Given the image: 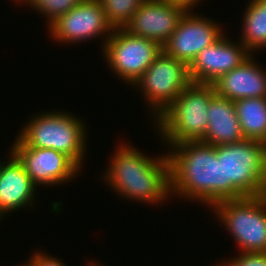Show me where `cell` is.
Returning a JSON list of instances; mask_svg holds the SVG:
<instances>
[{"label": "cell", "instance_id": "obj_18", "mask_svg": "<svg viewBox=\"0 0 266 266\" xmlns=\"http://www.w3.org/2000/svg\"><path fill=\"white\" fill-rule=\"evenodd\" d=\"M244 12V25L239 39L253 54L266 47V0H251Z\"/></svg>", "mask_w": 266, "mask_h": 266}, {"label": "cell", "instance_id": "obj_1", "mask_svg": "<svg viewBox=\"0 0 266 266\" xmlns=\"http://www.w3.org/2000/svg\"><path fill=\"white\" fill-rule=\"evenodd\" d=\"M170 192L212 207L224 200L223 159L216 146L187 141L169 146Z\"/></svg>", "mask_w": 266, "mask_h": 266}, {"label": "cell", "instance_id": "obj_2", "mask_svg": "<svg viewBox=\"0 0 266 266\" xmlns=\"http://www.w3.org/2000/svg\"><path fill=\"white\" fill-rule=\"evenodd\" d=\"M104 179L117 194L145 203H162L170 192V160L166 153L149 158L128 144L119 145ZM161 201V202H160Z\"/></svg>", "mask_w": 266, "mask_h": 266}, {"label": "cell", "instance_id": "obj_11", "mask_svg": "<svg viewBox=\"0 0 266 266\" xmlns=\"http://www.w3.org/2000/svg\"><path fill=\"white\" fill-rule=\"evenodd\" d=\"M188 9L181 17L176 30L162 46V50L170 57L189 66L196 55L204 48L215 43L222 35L223 29L200 15H194Z\"/></svg>", "mask_w": 266, "mask_h": 266}, {"label": "cell", "instance_id": "obj_6", "mask_svg": "<svg viewBox=\"0 0 266 266\" xmlns=\"http://www.w3.org/2000/svg\"><path fill=\"white\" fill-rule=\"evenodd\" d=\"M212 207L241 253H266V194L223 200Z\"/></svg>", "mask_w": 266, "mask_h": 266}, {"label": "cell", "instance_id": "obj_14", "mask_svg": "<svg viewBox=\"0 0 266 266\" xmlns=\"http://www.w3.org/2000/svg\"><path fill=\"white\" fill-rule=\"evenodd\" d=\"M6 163L0 162V219L7 212L32 206L36 186L22 163L10 151Z\"/></svg>", "mask_w": 266, "mask_h": 266}, {"label": "cell", "instance_id": "obj_8", "mask_svg": "<svg viewBox=\"0 0 266 266\" xmlns=\"http://www.w3.org/2000/svg\"><path fill=\"white\" fill-rule=\"evenodd\" d=\"M110 69L127 84L134 85L162 51L153 40L130 34L124 28H116L102 45Z\"/></svg>", "mask_w": 266, "mask_h": 266}, {"label": "cell", "instance_id": "obj_13", "mask_svg": "<svg viewBox=\"0 0 266 266\" xmlns=\"http://www.w3.org/2000/svg\"><path fill=\"white\" fill-rule=\"evenodd\" d=\"M224 36L201 50L188 66L191 82L213 84L253 55L240 40L237 44Z\"/></svg>", "mask_w": 266, "mask_h": 266}, {"label": "cell", "instance_id": "obj_15", "mask_svg": "<svg viewBox=\"0 0 266 266\" xmlns=\"http://www.w3.org/2000/svg\"><path fill=\"white\" fill-rule=\"evenodd\" d=\"M251 55L239 67L222 75L213 83L216 93L231 101L266 97V70Z\"/></svg>", "mask_w": 266, "mask_h": 266}, {"label": "cell", "instance_id": "obj_7", "mask_svg": "<svg viewBox=\"0 0 266 266\" xmlns=\"http://www.w3.org/2000/svg\"><path fill=\"white\" fill-rule=\"evenodd\" d=\"M191 82L188 66L163 50L132 86L141 89L150 111L157 118Z\"/></svg>", "mask_w": 266, "mask_h": 266}, {"label": "cell", "instance_id": "obj_12", "mask_svg": "<svg viewBox=\"0 0 266 266\" xmlns=\"http://www.w3.org/2000/svg\"><path fill=\"white\" fill-rule=\"evenodd\" d=\"M188 8L168 0H145L124 27L130 34L163 46Z\"/></svg>", "mask_w": 266, "mask_h": 266}, {"label": "cell", "instance_id": "obj_21", "mask_svg": "<svg viewBox=\"0 0 266 266\" xmlns=\"http://www.w3.org/2000/svg\"><path fill=\"white\" fill-rule=\"evenodd\" d=\"M220 266H266V253H241Z\"/></svg>", "mask_w": 266, "mask_h": 266}, {"label": "cell", "instance_id": "obj_5", "mask_svg": "<svg viewBox=\"0 0 266 266\" xmlns=\"http://www.w3.org/2000/svg\"><path fill=\"white\" fill-rule=\"evenodd\" d=\"M83 122L71 113L57 110L42 112L30 119L17 137L28 147L50 148L63 152L81 168L87 145L86 127Z\"/></svg>", "mask_w": 266, "mask_h": 266}, {"label": "cell", "instance_id": "obj_23", "mask_svg": "<svg viewBox=\"0 0 266 266\" xmlns=\"http://www.w3.org/2000/svg\"><path fill=\"white\" fill-rule=\"evenodd\" d=\"M168 1H173L176 3H180L182 5H185L188 9L193 10V8L195 7L196 4H198L197 2H201V0H168Z\"/></svg>", "mask_w": 266, "mask_h": 266}, {"label": "cell", "instance_id": "obj_20", "mask_svg": "<svg viewBox=\"0 0 266 266\" xmlns=\"http://www.w3.org/2000/svg\"><path fill=\"white\" fill-rule=\"evenodd\" d=\"M83 0H20V3H27L36 11L48 17V25L50 26L63 14L68 13L75 8Z\"/></svg>", "mask_w": 266, "mask_h": 266}, {"label": "cell", "instance_id": "obj_3", "mask_svg": "<svg viewBox=\"0 0 266 266\" xmlns=\"http://www.w3.org/2000/svg\"><path fill=\"white\" fill-rule=\"evenodd\" d=\"M223 159L224 200L266 194V144L245 139L216 146Z\"/></svg>", "mask_w": 266, "mask_h": 266}, {"label": "cell", "instance_id": "obj_16", "mask_svg": "<svg viewBox=\"0 0 266 266\" xmlns=\"http://www.w3.org/2000/svg\"><path fill=\"white\" fill-rule=\"evenodd\" d=\"M208 125L201 142L219 146L245 140L236 115L234 101L215 93L208 106Z\"/></svg>", "mask_w": 266, "mask_h": 266}, {"label": "cell", "instance_id": "obj_4", "mask_svg": "<svg viewBox=\"0 0 266 266\" xmlns=\"http://www.w3.org/2000/svg\"><path fill=\"white\" fill-rule=\"evenodd\" d=\"M216 93L213 84L190 82L182 93L155 119L157 130L171 146L201 141L208 125V106Z\"/></svg>", "mask_w": 266, "mask_h": 266}, {"label": "cell", "instance_id": "obj_9", "mask_svg": "<svg viewBox=\"0 0 266 266\" xmlns=\"http://www.w3.org/2000/svg\"><path fill=\"white\" fill-rule=\"evenodd\" d=\"M10 150L36 186L61 184L70 181L81 171L65 153L50 148L28 147L19 137Z\"/></svg>", "mask_w": 266, "mask_h": 266}, {"label": "cell", "instance_id": "obj_17", "mask_svg": "<svg viewBox=\"0 0 266 266\" xmlns=\"http://www.w3.org/2000/svg\"><path fill=\"white\" fill-rule=\"evenodd\" d=\"M234 106L245 139L266 144V97L240 99Z\"/></svg>", "mask_w": 266, "mask_h": 266}, {"label": "cell", "instance_id": "obj_24", "mask_svg": "<svg viewBox=\"0 0 266 266\" xmlns=\"http://www.w3.org/2000/svg\"><path fill=\"white\" fill-rule=\"evenodd\" d=\"M94 263V264H93ZM87 266H101L100 264L99 265H97V264H95V262H92V263H89V264H87ZM103 266V265H102Z\"/></svg>", "mask_w": 266, "mask_h": 266}, {"label": "cell", "instance_id": "obj_10", "mask_svg": "<svg viewBox=\"0 0 266 266\" xmlns=\"http://www.w3.org/2000/svg\"><path fill=\"white\" fill-rule=\"evenodd\" d=\"M50 36L62 43H77L105 35L104 44L107 42L113 27L106 19L99 0H83L68 13L63 14L50 26ZM108 33V34H107Z\"/></svg>", "mask_w": 266, "mask_h": 266}, {"label": "cell", "instance_id": "obj_22", "mask_svg": "<svg viewBox=\"0 0 266 266\" xmlns=\"http://www.w3.org/2000/svg\"><path fill=\"white\" fill-rule=\"evenodd\" d=\"M33 254L30 256V260L26 262L30 266H66L60 259L53 256L51 257L45 253L42 254L41 251Z\"/></svg>", "mask_w": 266, "mask_h": 266}, {"label": "cell", "instance_id": "obj_19", "mask_svg": "<svg viewBox=\"0 0 266 266\" xmlns=\"http://www.w3.org/2000/svg\"><path fill=\"white\" fill-rule=\"evenodd\" d=\"M109 24L116 28H124L132 19L138 7L145 0H99Z\"/></svg>", "mask_w": 266, "mask_h": 266}]
</instances>
